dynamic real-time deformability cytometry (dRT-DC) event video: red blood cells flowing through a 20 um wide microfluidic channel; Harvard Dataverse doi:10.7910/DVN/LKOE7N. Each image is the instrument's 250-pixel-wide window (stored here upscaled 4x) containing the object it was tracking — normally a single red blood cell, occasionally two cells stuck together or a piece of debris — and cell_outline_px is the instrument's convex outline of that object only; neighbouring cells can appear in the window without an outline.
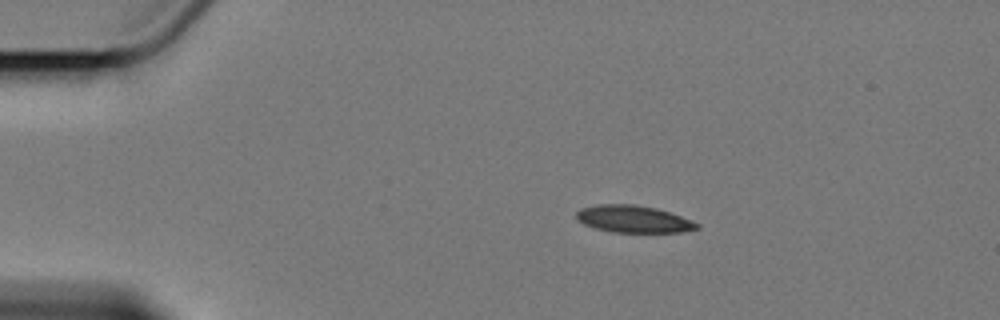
{"species": "Egyptian fruit bat (a non-hibernating species)", "species_latin": "Rousettus aegyptiacus", "temperature_condition": "cold", "stored_images_in_passage": 5, "segment_of_instrument_passage": [1, 2], "camera_frame_rate_fps": 3000, "um_per_image_px": 0.085, "animal": {"sex": "female"}, "frame": {"image": 1, "passage_image": 2, "time_ms": 2.333, "image_size_px": [1000, 320], "cell_outline_px": [[700, 228], [680, 232], [616, 232], [596, 228], [584, 224], [576, 220], [576, 212], [580, 208], [600, 204], [636, 204], [656, 208], [680, 216], [700, 224]], "centroid_in_image_um": [53.82, 18.61], "position_along_channel_um": 31.2, "area_um2": 18.96}}